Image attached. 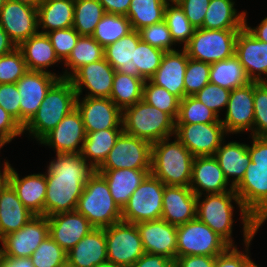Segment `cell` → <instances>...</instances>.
Returning a JSON list of instances; mask_svg holds the SVG:
<instances>
[{
	"label": "cell",
	"instance_id": "1",
	"mask_svg": "<svg viewBox=\"0 0 267 267\" xmlns=\"http://www.w3.org/2000/svg\"><path fill=\"white\" fill-rule=\"evenodd\" d=\"M47 167L44 216L76 210L89 177L95 170L81 153H57Z\"/></svg>",
	"mask_w": 267,
	"mask_h": 267
},
{
	"label": "cell",
	"instance_id": "2",
	"mask_svg": "<svg viewBox=\"0 0 267 267\" xmlns=\"http://www.w3.org/2000/svg\"><path fill=\"white\" fill-rule=\"evenodd\" d=\"M197 196L196 217L208 225L229 246H235L232 238L233 211L232 200L240 208L243 224L244 243L252 241L257 233V221L246 211L235 190L224 193L206 194L201 201Z\"/></svg>",
	"mask_w": 267,
	"mask_h": 267
},
{
	"label": "cell",
	"instance_id": "3",
	"mask_svg": "<svg viewBox=\"0 0 267 267\" xmlns=\"http://www.w3.org/2000/svg\"><path fill=\"white\" fill-rule=\"evenodd\" d=\"M250 162L234 188L246 211L258 221L267 212V137L252 136Z\"/></svg>",
	"mask_w": 267,
	"mask_h": 267
},
{
	"label": "cell",
	"instance_id": "4",
	"mask_svg": "<svg viewBox=\"0 0 267 267\" xmlns=\"http://www.w3.org/2000/svg\"><path fill=\"white\" fill-rule=\"evenodd\" d=\"M152 143L151 171L164 185L189 187L194 156L175 137Z\"/></svg>",
	"mask_w": 267,
	"mask_h": 267
},
{
	"label": "cell",
	"instance_id": "5",
	"mask_svg": "<svg viewBox=\"0 0 267 267\" xmlns=\"http://www.w3.org/2000/svg\"><path fill=\"white\" fill-rule=\"evenodd\" d=\"M77 93L67 78L59 79L47 92L33 118L23 127L37 141L53 130L76 108Z\"/></svg>",
	"mask_w": 267,
	"mask_h": 267
},
{
	"label": "cell",
	"instance_id": "6",
	"mask_svg": "<svg viewBox=\"0 0 267 267\" xmlns=\"http://www.w3.org/2000/svg\"><path fill=\"white\" fill-rule=\"evenodd\" d=\"M76 211L95 228H105L122 221V210L114 202L105 178L97 171L84 186Z\"/></svg>",
	"mask_w": 267,
	"mask_h": 267
},
{
	"label": "cell",
	"instance_id": "7",
	"mask_svg": "<svg viewBox=\"0 0 267 267\" xmlns=\"http://www.w3.org/2000/svg\"><path fill=\"white\" fill-rule=\"evenodd\" d=\"M123 132L154 143L175 134V121L144 100L122 110Z\"/></svg>",
	"mask_w": 267,
	"mask_h": 267
},
{
	"label": "cell",
	"instance_id": "8",
	"mask_svg": "<svg viewBox=\"0 0 267 267\" xmlns=\"http://www.w3.org/2000/svg\"><path fill=\"white\" fill-rule=\"evenodd\" d=\"M239 30L196 29L183 47L187 56L209 64L225 60L235 54Z\"/></svg>",
	"mask_w": 267,
	"mask_h": 267
},
{
	"label": "cell",
	"instance_id": "9",
	"mask_svg": "<svg viewBox=\"0 0 267 267\" xmlns=\"http://www.w3.org/2000/svg\"><path fill=\"white\" fill-rule=\"evenodd\" d=\"M165 185L151 173L141 182L122 209V221L137 224L161 219Z\"/></svg>",
	"mask_w": 267,
	"mask_h": 267
},
{
	"label": "cell",
	"instance_id": "10",
	"mask_svg": "<svg viewBox=\"0 0 267 267\" xmlns=\"http://www.w3.org/2000/svg\"><path fill=\"white\" fill-rule=\"evenodd\" d=\"M229 245L197 217L177 226L176 257L188 255L217 256Z\"/></svg>",
	"mask_w": 267,
	"mask_h": 267
},
{
	"label": "cell",
	"instance_id": "11",
	"mask_svg": "<svg viewBox=\"0 0 267 267\" xmlns=\"http://www.w3.org/2000/svg\"><path fill=\"white\" fill-rule=\"evenodd\" d=\"M104 230L107 261L131 267L145 253L136 224L120 221Z\"/></svg>",
	"mask_w": 267,
	"mask_h": 267
},
{
	"label": "cell",
	"instance_id": "12",
	"mask_svg": "<svg viewBox=\"0 0 267 267\" xmlns=\"http://www.w3.org/2000/svg\"><path fill=\"white\" fill-rule=\"evenodd\" d=\"M152 143L122 132L97 170L151 169Z\"/></svg>",
	"mask_w": 267,
	"mask_h": 267
},
{
	"label": "cell",
	"instance_id": "13",
	"mask_svg": "<svg viewBox=\"0 0 267 267\" xmlns=\"http://www.w3.org/2000/svg\"><path fill=\"white\" fill-rule=\"evenodd\" d=\"M222 122L175 124V136L194 157L214 156L225 140Z\"/></svg>",
	"mask_w": 267,
	"mask_h": 267
},
{
	"label": "cell",
	"instance_id": "14",
	"mask_svg": "<svg viewBox=\"0 0 267 267\" xmlns=\"http://www.w3.org/2000/svg\"><path fill=\"white\" fill-rule=\"evenodd\" d=\"M49 236L47 216L35 215L20 230L0 239V255L30 258L42 241Z\"/></svg>",
	"mask_w": 267,
	"mask_h": 267
},
{
	"label": "cell",
	"instance_id": "15",
	"mask_svg": "<svg viewBox=\"0 0 267 267\" xmlns=\"http://www.w3.org/2000/svg\"><path fill=\"white\" fill-rule=\"evenodd\" d=\"M62 76L43 71H27L17 82L20 94V125L24 127L36 114L49 89Z\"/></svg>",
	"mask_w": 267,
	"mask_h": 267
},
{
	"label": "cell",
	"instance_id": "16",
	"mask_svg": "<svg viewBox=\"0 0 267 267\" xmlns=\"http://www.w3.org/2000/svg\"><path fill=\"white\" fill-rule=\"evenodd\" d=\"M0 26L18 47L39 32L37 9L13 0H6L0 9Z\"/></svg>",
	"mask_w": 267,
	"mask_h": 267
},
{
	"label": "cell",
	"instance_id": "17",
	"mask_svg": "<svg viewBox=\"0 0 267 267\" xmlns=\"http://www.w3.org/2000/svg\"><path fill=\"white\" fill-rule=\"evenodd\" d=\"M82 99L77 96L76 107L81 113L86 133L123 128L122 110L110 98L84 97Z\"/></svg>",
	"mask_w": 267,
	"mask_h": 267
},
{
	"label": "cell",
	"instance_id": "18",
	"mask_svg": "<svg viewBox=\"0 0 267 267\" xmlns=\"http://www.w3.org/2000/svg\"><path fill=\"white\" fill-rule=\"evenodd\" d=\"M116 70L105 58L80 67L70 78L77 96L88 89L85 97L110 98Z\"/></svg>",
	"mask_w": 267,
	"mask_h": 267
},
{
	"label": "cell",
	"instance_id": "19",
	"mask_svg": "<svg viewBox=\"0 0 267 267\" xmlns=\"http://www.w3.org/2000/svg\"><path fill=\"white\" fill-rule=\"evenodd\" d=\"M86 132L80 111L73 109L47 133L40 144L53 147L57 153H81Z\"/></svg>",
	"mask_w": 267,
	"mask_h": 267
},
{
	"label": "cell",
	"instance_id": "20",
	"mask_svg": "<svg viewBox=\"0 0 267 267\" xmlns=\"http://www.w3.org/2000/svg\"><path fill=\"white\" fill-rule=\"evenodd\" d=\"M226 109L225 119L220 121L227 134H237L253 130V81L242 87L231 90Z\"/></svg>",
	"mask_w": 267,
	"mask_h": 267
},
{
	"label": "cell",
	"instance_id": "21",
	"mask_svg": "<svg viewBox=\"0 0 267 267\" xmlns=\"http://www.w3.org/2000/svg\"><path fill=\"white\" fill-rule=\"evenodd\" d=\"M49 224V236L68 252L83 237L89 234L95 227L88 219L78 213L61 212L47 217Z\"/></svg>",
	"mask_w": 267,
	"mask_h": 267
},
{
	"label": "cell",
	"instance_id": "22",
	"mask_svg": "<svg viewBox=\"0 0 267 267\" xmlns=\"http://www.w3.org/2000/svg\"><path fill=\"white\" fill-rule=\"evenodd\" d=\"M235 55L251 81L267 82L261 77L267 76V43L256 39L245 26L238 32Z\"/></svg>",
	"mask_w": 267,
	"mask_h": 267
},
{
	"label": "cell",
	"instance_id": "23",
	"mask_svg": "<svg viewBox=\"0 0 267 267\" xmlns=\"http://www.w3.org/2000/svg\"><path fill=\"white\" fill-rule=\"evenodd\" d=\"M145 253L161 254L172 260L177 252V226L162 218L136 224Z\"/></svg>",
	"mask_w": 267,
	"mask_h": 267
},
{
	"label": "cell",
	"instance_id": "24",
	"mask_svg": "<svg viewBox=\"0 0 267 267\" xmlns=\"http://www.w3.org/2000/svg\"><path fill=\"white\" fill-rule=\"evenodd\" d=\"M189 187L196 196H202L203 192L213 194L234 190L214 156L194 157Z\"/></svg>",
	"mask_w": 267,
	"mask_h": 267
},
{
	"label": "cell",
	"instance_id": "25",
	"mask_svg": "<svg viewBox=\"0 0 267 267\" xmlns=\"http://www.w3.org/2000/svg\"><path fill=\"white\" fill-rule=\"evenodd\" d=\"M197 196L186 186L165 185L161 218L179 226L196 218Z\"/></svg>",
	"mask_w": 267,
	"mask_h": 267
},
{
	"label": "cell",
	"instance_id": "26",
	"mask_svg": "<svg viewBox=\"0 0 267 267\" xmlns=\"http://www.w3.org/2000/svg\"><path fill=\"white\" fill-rule=\"evenodd\" d=\"M187 63L188 56L184 49L165 52L160 66L149 80L182 100L185 97L184 77Z\"/></svg>",
	"mask_w": 267,
	"mask_h": 267
},
{
	"label": "cell",
	"instance_id": "27",
	"mask_svg": "<svg viewBox=\"0 0 267 267\" xmlns=\"http://www.w3.org/2000/svg\"><path fill=\"white\" fill-rule=\"evenodd\" d=\"M8 183L16 191L24 206L34 215H44V202L47 190L45 174H31L20 178L11 166Z\"/></svg>",
	"mask_w": 267,
	"mask_h": 267
},
{
	"label": "cell",
	"instance_id": "28",
	"mask_svg": "<svg viewBox=\"0 0 267 267\" xmlns=\"http://www.w3.org/2000/svg\"><path fill=\"white\" fill-rule=\"evenodd\" d=\"M107 261L104 228H94L67 252V267H95Z\"/></svg>",
	"mask_w": 267,
	"mask_h": 267
},
{
	"label": "cell",
	"instance_id": "29",
	"mask_svg": "<svg viewBox=\"0 0 267 267\" xmlns=\"http://www.w3.org/2000/svg\"><path fill=\"white\" fill-rule=\"evenodd\" d=\"M34 216L9 183L0 188V239L20 230Z\"/></svg>",
	"mask_w": 267,
	"mask_h": 267
},
{
	"label": "cell",
	"instance_id": "30",
	"mask_svg": "<svg viewBox=\"0 0 267 267\" xmlns=\"http://www.w3.org/2000/svg\"><path fill=\"white\" fill-rule=\"evenodd\" d=\"M139 32L132 30L104 48V58L118 72L138 77L136 47L140 41Z\"/></svg>",
	"mask_w": 267,
	"mask_h": 267
},
{
	"label": "cell",
	"instance_id": "31",
	"mask_svg": "<svg viewBox=\"0 0 267 267\" xmlns=\"http://www.w3.org/2000/svg\"><path fill=\"white\" fill-rule=\"evenodd\" d=\"M222 142L216 150L214 157L217 159L225 178L235 188L244 178L247 166L249 165L250 155L248 152V144L232 141L229 143Z\"/></svg>",
	"mask_w": 267,
	"mask_h": 267
},
{
	"label": "cell",
	"instance_id": "32",
	"mask_svg": "<svg viewBox=\"0 0 267 267\" xmlns=\"http://www.w3.org/2000/svg\"><path fill=\"white\" fill-rule=\"evenodd\" d=\"M108 183L114 202L122 210L151 169L96 170Z\"/></svg>",
	"mask_w": 267,
	"mask_h": 267
},
{
	"label": "cell",
	"instance_id": "33",
	"mask_svg": "<svg viewBox=\"0 0 267 267\" xmlns=\"http://www.w3.org/2000/svg\"><path fill=\"white\" fill-rule=\"evenodd\" d=\"M18 48L21 50L29 71H43L51 65L61 62L45 33L40 31L23 41Z\"/></svg>",
	"mask_w": 267,
	"mask_h": 267
},
{
	"label": "cell",
	"instance_id": "34",
	"mask_svg": "<svg viewBox=\"0 0 267 267\" xmlns=\"http://www.w3.org/2000/svg\"><path fill=\"white\" fill-rule=\"evenodd\" d=\"M38 27L47 33L73 26L74 0H45L37 8Z\"/></svg>",
	"mask_w": 267,
	"mask_h": 267
},
{
	"label": "cell",
	"instance_id": "35",
	"mask_svg": "<svg viewBox=\"0 0 267 267\" xmlns=\"http://www.w3.org/2000/svg\"><path fill=\"white\" fill-rule=\"evenodd\" d=\"M233 0H210L202 29L240 30L245 26V12L237 14Z\"/></svg>",
	"mask_w": 267,
	"mask_h": 267
},
{
	"label": "cell",
	"instance_id": "36",
	"mask_svg": "<svg viewBox=\"0 0 267 267\" xmlns=\"http://www.w3.org/2000/svg\"><path fill=\"white\" fill-rule=\"evenodd\" d=\"M123 128H110L86 133L81 155L96 171L105 161Z\"/></svg>",
	"mask_w": 267,
	"mask_h": 267
},
{
	"label": "cell",
	"instance_id": "37",
	"mask_svg": "<svg viewBox=\"0 0 267 267\" xmlns=\"http://www.w3.org/2000/svg\"><path fill=\"white\" fill-rule=\"evenodd\" d=\"M209 79L210 83L230 91L252 82L235 54L230 58L210 64Z\"/></svg>",
	"mask_w": 267,
	"mask_h": 267
},
{
	"label": "cell",
	"instance_id": "38",
	"mask_svg": "<svg viewBox=\"0 0 267 267\" xmlns=\"http://www.w3.org/2000/svg\"><path fill=\"white\" fill-rule=\"evenodd\" d=\"M104 58V47L92 36H80L68 58L64 61L65 69L62 78L69 79L80 67ZM70 67V68H69Z\"/></svg>",
	"mask_w": 267,
	"mask_h": 267
},
{
	"label": "cell",
	"instance_id": "39",
	"mask_svg": "<svg viewBox=\"0 0 267 267\" xmlns=\"http://www.w3.org/2000/svg\"><path fill=\"white\" fill-rule=\"evenodd\" d=\"M170 0H131L126 17L132 30L159 23L164 20L165 8Z\"/></svg>",
	"mask_w": 267,
	"mask_h": 267
},
{
	"label": "cell",
	"instance_id": "40",
	"mask_svg": "<svg viewBox=\"0 0 267 267\" xmlns=\"http://www.w3.org/2000/svg\"><path fill=\"white\" fill-rule=\"evenodd\" d=\"M144 79L115 72L110 99L121 110L142 100Z\"/></svg>",
	"mask_w": 267,
	"mask_h": 267
},
{
	"label": "cell",
	"instance_id": "41",
	"mask_svg": "<svg viewBox=\"0 0 267 267\" xmlns=\"http://www.w3.org/2000/svg\"><path fill=\"white\" fill-rule=\"evenodd\" d=\"M106 14L98 0H74L73 28L80 36H92L96 25Z\"/></svg>",
	"mask_w": 267,
	"mask_h": 267
},
{
	"label": "cell",
	"instance_id": "42",
	"mask_svg": "<svg viewBox=\"0 0 267 267\" xmlns=\"http://www.w3.org/2000/svg\"><path fill=\"white\" fill-rule=\"evenodd\" d=\"M132 31L126 15L106 13L96 25L92 37L104 48Z\"/></svg>",
	"mask_w": 267,
	"mask_h": 267
},
{
	"label": "cell",
	"instance_id": "43",
	"mask_svg": "<svg viewBox=\"0 0 267 267\" xmlns=\"http://www.w3.org/2000/svg\"><path fill=\"white\" fill-rule=\"evenodd\" d=\"M164 21L170 30L174 43L183 44V47L189 42L196 30L176 0L168 1L165 8Z\"/></svg>",
	"mask_w": 267,
	"mask_h": 267
},
{
	"label": "cell",
	"instance_id": "44",
	"mask_svg": "<svg viewBox=\"0 0 267 267\" xmlns=\"http://www.w3.org/2000/svg\"><path fill=\"white\" fill-rule=\"evenodd\" d=\"M221 118L201 103L194 96H186L180 100L178 116L175 124H197L221 122Z\"/></svg>",
	"mask_w": 267,
	"mask_h": 267
},
{
	"label": "cell",
	"instance_id": "45",
	"mask_svg": "<svg viewBox=\"0 0 267 267\" xmlns=\"http://www.w3.org/2000/svg\"><path fill=\"white\" fill-rule=\"evenodd\" d=\"M142 100L167 113L174 121L176 120L179 112L180 99L171 94L167 89L156 86L150 80H145Z\"/></svg>",
	"mask_w": 267,
	"mask_h": 267
},
{
	"label": "cell",
	"instance_id": "46",
	"mask_svg": "<svg viewBox=\"0 0 267 267\" xmlns=\"http://www.w3.org/2000/svg\"><path fill=\"white\" fill-rule=\"evenodd\" d=\"M34 267H67V252L47 236L31 255Z\"/></svg>",
	"mask_w": 267,
	"mask_h": 267
},
{
	"label": "cell",
	"instance_id": "47",
	"mask_svg": "<svg viewBox=\"0 0 267 267\" xmlns=\"http://www.w3.org/2000/svg\"><path fill=\"white\" fill-rule=\"evenodd\" d=\"M164 51L140 40L136 47L138 77L149 80L160 66Z\"/></svg>",
	"mask_w": 267,
	"mask_h": 267
},
{
	"label": "cell",
	"instance_id": "48",
	"mask_svg": "<svg viewBox=\"0 0 267 267\" xmlns=\"http://www.w3.org/2000/svg\"><path fill=\"white\" fill-rule=\"evenodd\" d=\"M254 123L251 136L267 137V82L253 81Z\"/></svg>",
	"mask_w": 267,
	"mask_h": 267
},
{
	"label": "cell",
	"instance_id": "49",
	"mask_svg": "<svg viewBox=\"0 0 267 267\" xmlns=\"http://www.w3.org/2000/svg\"><path fill=\"white\" fill-rule=\"evenodd\" d=\"M27 71L26 62L18 47L0 57V84L16 83Z\"/></svg>",
	"mask_w": 267,
	"mask_h": 267
},
{
	"label": "cell",
	"instance_id": "50",
	"mask_svg": "<svg viewBox=\"0 0 267 267\" xmlns=\"http://www.w3.org/2000/svg\"><path fill=\"white\" fill-rule=\"evenodd\" d=\"M210 64L197 61L188 57L187 68L184 77L185 97L194 96L210 82Z\"/></svg>",
	"mask_w": 267,
	"mask_h": 267
},
{
	"label": "cell",
	"instance_id": "51",
	"mask_svg": "<svg viewBox=\"0 0 267 267\" xmlns=\"http://www.w3.org/2000/svg\"><path fill=\"white\" fill-rule=\"evenodd\" d=\"M140 39L153 47L163 50L164 52L175 51V44L171 38L170 30L163 20L138 30Z\"/></svg>",
	"mask_w": 267,
	"mask_h": 267
},
{
	"label": "cell",
	"instance_id": "52",
	"mask_svg": "<svg viewBox=\"0 0 267 267\" xmlns=\"http://www.w3.org/2000/svg\"><path fill=\"white\" fill-rule=\"evenodd\" d=\"M46 34L54 48L56 56L61 62H64L68 58L80 37L79 33L73 27L53 30Z\"/></svg>",
	"mask_w": 267,
	"mask_h": 267
},
{
	"label": "cell",
	"instance_id": "53",
	"mask_svg": "<svg viewBox=\"0 0 267 267\" xmlns=\"http://www.w3.org/2000/svg\"><path fill=\"white\" fill-rule=\"evenodd\" d=\"M230 93V90L209 82L194 97L219 116L220 110L227 107Z\"/></svg>",
	"mask_w": 267,
	"mask_h": 267
},
{
	"label": "cell",
	"instance_id": "54",
	"mask_svg": "<svg viewBox=\"0 0 267 267\" xmlns=\"http://www.w3.org/2000/svg\"><path fill=\"white\" fill-rule=\"evenodd\" d=\"M0 106L20 124V94L16 83L0 84Z\"/></svg>",
	"mask_w": 267,
	"mask_h": 267
},
{
	"label": "cell",
	"instance_id": "55",
	"mask_svg": "<svg viewBox=\"0 0 267 267\" xmlns=\"http://www.w3.org/2000/svg\"><path fill=\"white\" fill-rule=\"evenodd\" d=\"M183 8L185 16L196 28H202L204 16L207 11L210 0H176Z\"/></svg>",
	"mask_w": 267,
	"mask_h": 267
},
{
	"label": "cell",
	"instance_id": "56",
	"mask_svg": "<svg viewBox=\"0 0 267 267\" xmlns=\"http://www.w3.org/2000/svg\"><path fill=\"white\" fill-rule=\"evenodd\" d=\"M251 241L245 243V252L238 251L237 246H229L223 253L216 256V267H245L250 259L249 246Z\"/></svg>",
	"mask_w": 267,
	"mask_h": 267
},
{
	"label": "cell",
	"instance_id": "57",
	"mask_svg": "<svg viewBox=\"0 0 267 267\" xmlns=\"http://www.w3.org/2000/svg\"><path fill=\"white\" fill-rule=\"evenodd\" d=\"M23 133V127L0 106V143L7 144Z\"/></svg>",
	"mask_w": 267,
	"mask_h": 267
},
{
	"label": "cell",
	"instance_id": "58",
	"mask_svg": "<svg viewBox=\"0 0 267 267\" xmlns=\"http://www.w3.org/2000/svg\"><path fill=\"white\" fill-rule=\"evenodd\" d=\"M174 267H216V256H179L174 260Z\"/></svg>",
	"mask_w": 267,
	"mask_h": 267
},
{
	"label": "cell",
	"instance_id": "59",
	"mask_svg": "<svg viewBox=\"0 0 267 267\" xmlns=\"http://www.w3.org/2000/svg\"><path fill=\"white\" fill-rule=\"evenodd\" d=\"M131 267H174V260L161 254L144 253Z\"/></svg>",
	"mask_w": 267,
	"mask_h": 267
},
{
	"label": "cell",
	"instance_id": "60",
	"mask_svg": "<svg viewBox=\"0 0 267 267\" xmlns=\"http://www.w3.org/2000/svg\"><path fill=\"white\" fill-rule=\"evenodd\" d=\"M106 13L127 15L131 0H98Z\"/></svg>",
	"mask_w": 267,
	"mask_h": 267
},
{
	"label": "cell",
	"instance_id": "61",
	"mask_svg": "<svg viewBox=\"0 0 267 267\" xmlns=\"http://www.w3.org/2000/svg\"><path fill=\"white\" fill-rule=\"evenodd\" d=\"M0 267H34L31 258H14L0 255Z\"/></svg>",
	"mask_w": 267,
	"mask_h": 267
},
{
	"label": "cell",
	"instance_id": "62",
	"mask_svg": "<svg viewBox=\"0 0 267 267\" xmlns=\"http://www.w3.org/2000/svg\"><path fill=\"white\" fill-rule=\"evenodd\" d=\"M246 14L247 13L245 12V27H246V29L250 33H252V35L256 39L267 43V17H265L257 27L252 28L249 25H247Z\"/></svg>",
	"mask_w": 267,
	"mask_h": 267
},
{
	"label": "cell",
	"instance_id": "63",
	"mask_svg": "<svg viewBox=\"0 0 267 267\" xmlns=\"http://www.w3.org/2000/svg\"><path fill=\"white\" fill-rule=\"evenodd\" d=\"M17 46L0 26V57L13 51Z\"/></svg>",
	"mask_w": 267,
	"mask_h": 267
},
{
	"label": "cell",
	"instance_id": "64",
	"mask_svg": "<svg viewBox=\"0 0 267 267\" xmlns=\"http://www.w3.org/2000/svg\"><path fill=\"white\" fill-rule=\"evenodd\" d=\"M5 144L0 143V150L3 148ZM6 162H4L3 171L0 170V188L8 183V176L11 169V164L8 163V161L5 159ZM1 165V164H0Z\"/></svg>",
	"mask_w": 267,
	"mask_h": 267
},
{
	"label": "cell",
	"instance_id": "65",
	"mask_svg": "<svg viewBox=\"0 0 267 267\" xmlns=\"http://www.w3.org/2000/svg\"><path fill=\"white\" fill-rule=\"evenodd\" d=\"M13 1H17L19 3H23V4H27V5H30L34 8H38L41 3L43 2L42 0H13Z\"/></svg>",
	"mask_w": 267,
	"mask_h": 267
},
{
	"label": "cell",
	"instance_id": "66",
	"mask_svg": "<svg viewBox=\"0 0 267 267\" xmlns=\"http://www.w3.org/2000/svg\"><path fill=\"white\" fill-rule=\"evenodd\" d=\"M95 267H120V266L114 264L113 262L105 261L103 263L96 265Z\"/></svg>",
	"mask_w": 267,
	"mask_h": 267
},
{
	"label": "cell",
	"instance_id": "67",
	"mask_svg": "<svg viewBox=\"0 0 267 267\" xmlns=\"http://www.w3.org/2000/svg\"><path fill=\"white\" fill-rule=\"evenodd\" d=\"M267 220V212L257 221V229Z\"/></svg>",
	"mask_w": 267,
	"mask_h": 267
},
{
	"label": "cell",
	"instance_id": "68",
	"mask_svg": "<svg viewBox=\"0 0 267 267\" xmlns=\"http://www.w3.org/2000/svg\"><path fill=\"white\" fill-rule=\"evenodd\" d=\"M245 267H260L258 265H256V263L254 261H252V259L250 258L246 264H245Z\"/></svg>",
	"mask_w": 267,
	"mask_h": 267
},
{
	"label": "cell",
	"instance_id": "69",
	"mask_svg": "<svg viewBox=\"0 0 267 267\" xmlns=\"http://www.w3.org/2000/svg\"><path fill=\"white\" fill-rule=\"evenodd\" d=\"M6 0H0V9L2 8V6L5 4Z\"/></svg>",
	"mask_w": 267,
	"mask_h": 267
}]
</instances>
